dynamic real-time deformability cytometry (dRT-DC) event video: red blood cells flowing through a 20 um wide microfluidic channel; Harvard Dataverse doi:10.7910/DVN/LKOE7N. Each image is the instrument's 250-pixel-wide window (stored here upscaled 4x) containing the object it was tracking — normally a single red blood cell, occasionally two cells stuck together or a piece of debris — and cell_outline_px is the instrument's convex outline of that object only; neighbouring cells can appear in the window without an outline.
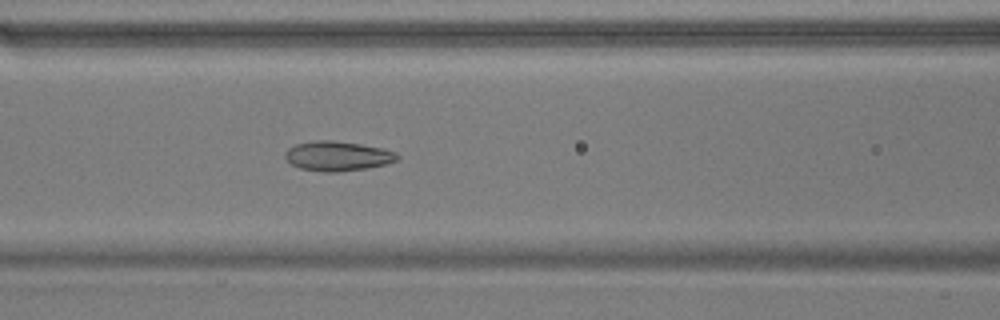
{"species": "common noctule bat (a hibernating species)", "species_latin": "Nyctalus noctula", "temperature_condition": "warm", "stored_images_in_passage": 53, "camera_frame_rate_fps": 3000, "um_per_image_px": 0.085, "animal": {"sex": "male", "body_mass_g": 17.9}, "frame": {"image": 1, "passage_image": 22, "time_ms": 7.0, "image_size_px": [1000, 320], "cell_outline_px": [[400, 156], [396, 160], [388, 164], [368, 168], [336, 172], [324, 172], [300, 168], [292, 164], [284, 156], [284, 152], [288, 148], [296, 144], [316, 140], [332, 140], [360, 144], [384, 148], [396, 152]], "centroid_in_image_um": [28.72, 13.26], "position_along_channel_um": 137.9, "area_um2": 19.48}}
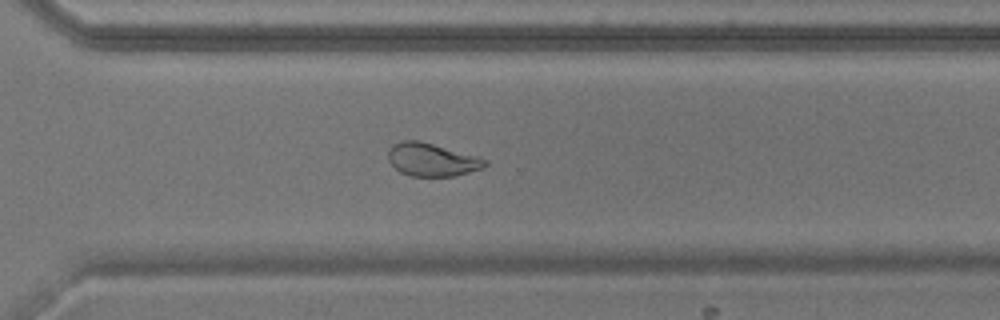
{"frame": {"image": 2, "passage_image": 38, "time_ms": 12.333, "image_size_px": [1000, 320], "cell_outline_px": [[488, 164], [484, 168], [452, 176], [412, 176], [400, 172], [388, 160], [388, 152], [396, 144], [404, 140], [420, 140], [476, 156], [488, 160]], "centroid_in_image_um": [36.74, 13.58], "position_along_channel_um": 333.9, "area_um2": 18.38}}
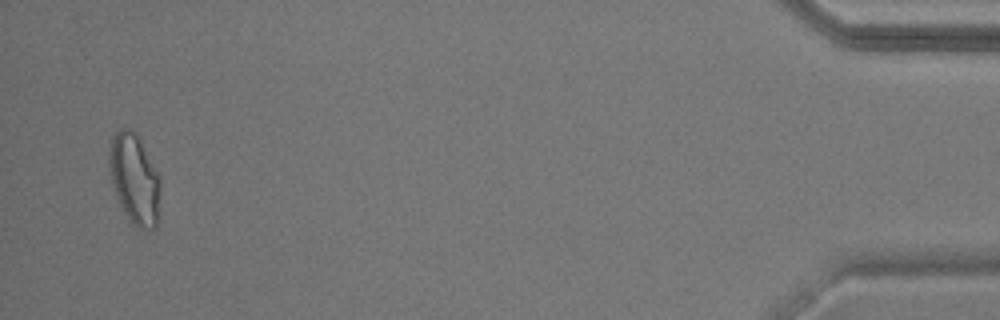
{"frame": {"image": 3, "passage_image": 52, "time_ms": 17.0, "image_size_px": [1000, 320], "cell_outline_px": [[160, 188], [156, 228], [148, 232], [136, 228], [132, 224], [124, 212], [116, 196], [112, 180], [108, 160], [112, 136], [120, 128], [128, 128], [136, 132], [160, 180]], "centroid_in_image_um": [11.43, 15.26], "position_along_channel_um": 423.8, "area_um2": 26.65}, "authors_computed_cell_mechanics": {"area_um2": 21.7328, "velocity_mm_per_s": 3.6795, "shape_relaxation_time_tau1_ms": 6.7848, "shape_relaxation_time_tau2_ms": 1.7139, "deformation_change_tau1": 0.1671, "deformation_change_tau2": 0.073}}